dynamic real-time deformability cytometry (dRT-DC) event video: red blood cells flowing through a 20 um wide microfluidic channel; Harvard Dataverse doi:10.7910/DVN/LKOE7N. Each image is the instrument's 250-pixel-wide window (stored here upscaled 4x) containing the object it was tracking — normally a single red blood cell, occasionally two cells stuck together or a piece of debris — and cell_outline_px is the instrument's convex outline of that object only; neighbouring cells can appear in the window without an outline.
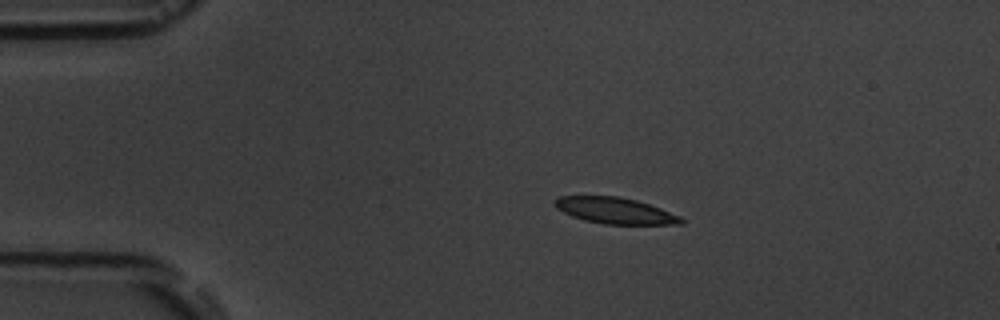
{"species": "common noctule bat (a hibernating species)", "species_latin": "Nyctalus noctula", "temperature_condition": "room temperature", "stored_images_in_passage": 5, "camera_frame_rate_fps": 3000, "um_per_image_px": 0.085, "animal": {"sex": "male", "body_mass_g": 19.5, "forearm_length_mm": 54.6}, "frame": {"image": 1, "passage_image": 3, "time_ms": 2.333, "image_size_px": [1000, 320], "cell_outline_px": [[684, 224], [604, 224], [584, 220], [572, 216], [556, 208], [552, 204], [552, 200], [560, 196], [620, 196], [636, 200], [660, 208], [680, 216], [684, 220]], "centroid_in_image_um": [52.25, 17.9], "position_along_channel_um": 32.8, "area_um2": 19.31}}
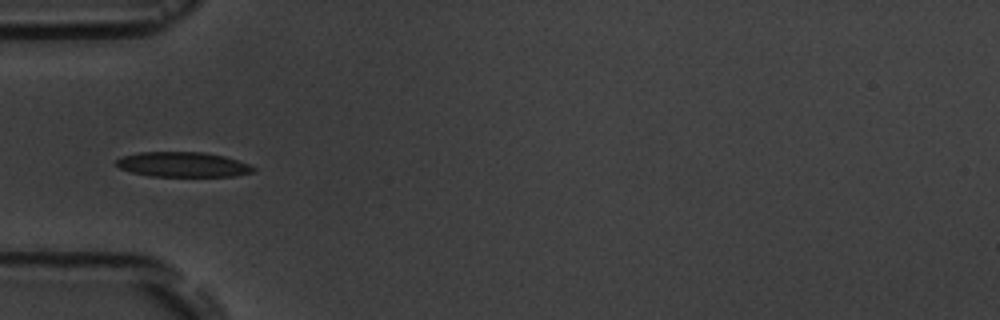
{"frame": {"image": 2, "passage_image": 5, "time_ms": 4.667, "image_size_px": [1000, 320], "cell_outline_px": [[256, 168], [252, 172], [236, 176], [152, 176], [132, 172], [120, 168], [116, 164], [116, 160], [124, 156], [140, 152], [204, 152], [224, 156], [248, 164]], "centroid_in_image_um": [15.55, 13.98], "position_along_channel_um": 69.4, "area_um2": 19.71}}